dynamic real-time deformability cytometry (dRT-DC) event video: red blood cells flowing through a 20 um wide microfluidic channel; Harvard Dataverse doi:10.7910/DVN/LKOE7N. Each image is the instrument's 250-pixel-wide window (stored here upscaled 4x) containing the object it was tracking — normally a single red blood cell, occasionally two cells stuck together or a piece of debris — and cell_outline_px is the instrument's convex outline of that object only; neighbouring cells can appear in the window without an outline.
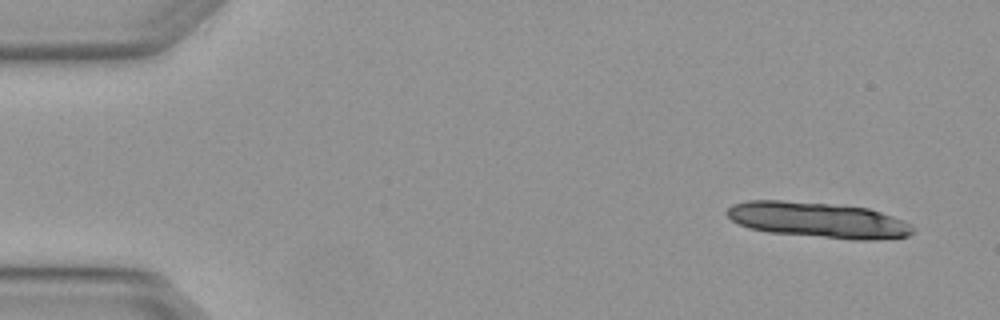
{"species": "Egyptian fruit bat (a non-hibernating species)", "species_latin": "Rousettus aegyptiacus", "temperature_condition": "warm", "stored_images_in_passage": 4, "camera_frame_rate_fps": 3000, "um_per_image_px": 0.085, "animal": {"sex": "female"}, "frame": {"image": 1, "passage_image": 1, "time_ms": 0.0, "image_size_px": [1000, 320], "cell_outline_px": [[912, 232], [908, 236], [872, 240], [852, 240], [768, 232], [748, 228], [732, 220], [724, 212], [732, 204], [748, 200], [780, 200], [828, 204], [868, 208], [892, 216], [908, 224], [912, 228]], "centroid_in_image_um": [69.47, 18.7], "position_along_channel_um": 15.5, "area_um2": 38.26}}